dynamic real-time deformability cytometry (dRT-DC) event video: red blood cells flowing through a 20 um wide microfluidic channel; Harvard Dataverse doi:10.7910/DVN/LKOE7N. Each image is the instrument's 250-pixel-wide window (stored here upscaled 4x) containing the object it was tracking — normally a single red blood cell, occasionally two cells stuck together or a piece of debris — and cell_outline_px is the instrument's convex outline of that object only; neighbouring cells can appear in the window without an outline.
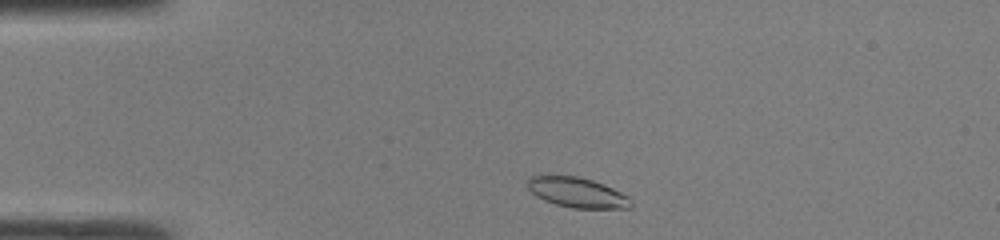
{"species": "common noctule bat (a hibernating species)", "species_latin": "Nyctalus noctula", "temperature_condition": "room temperature", "stored_images_in_passage": 39, "camera_frame_rate_fps": 3000, "um_per_image_px": 0.085, "animal": {"sex": "male", "body_mass_g": 19.0, "forearm_length_mm": 50.8}, "frame": {"image": 1, "passage_image": 2, "time_ms": 0.333, "image_size_px": [1000, 240], "cell_outline_px": [[632, 208], [572, 208], [556, 204], [544, 200], [536, 196], [528, 188], [528, 176], [576, 176], [592, 180], [604, 184], [628, 196], [632, 200]], "centroid_in_image_um": [49.08, 16.37], "position_along_channel_um": 35.9, "area_um2": 17.98}}
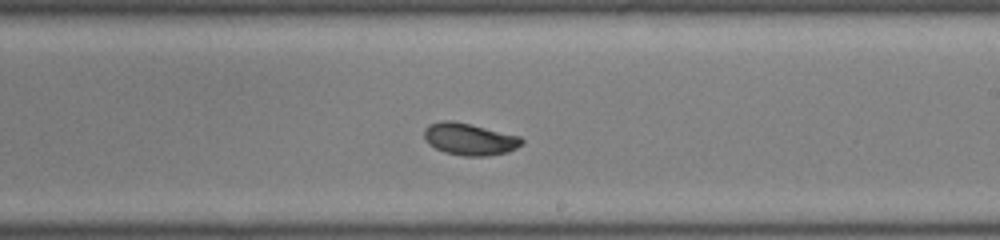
{"frame": {"image": 2, "passage_image": 20, "time_ms": 6.333, "image_size_px": [1000, 240], "cell_outline_px": [[524, 144], [508, 152], [488, 156], [464, 156], [444, 152], [428, 144], [424, 136], [424, 128], [428, 124], [444, 120], [452, 120], [520, 136], [524, 140]], "centroid_in_image_um": [39.91, 11.83], "position_along_channel_um": 249.1, "area_um2": 18.26}}
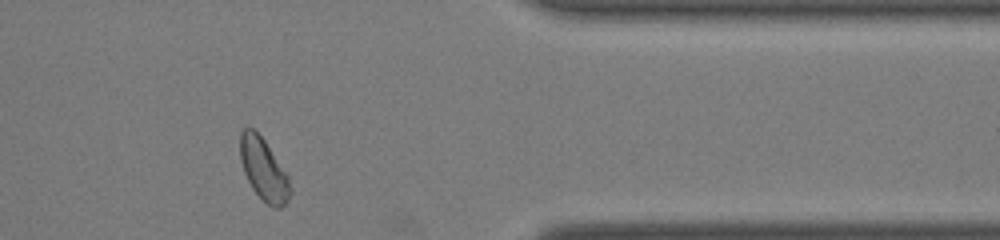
{"frame": {"image": 3, "passage_image": 31, "time_ms": 10.0, "image_size_px": [1000, 240], "cell_outline_px": [[292, 192], [288, 200], [280, 208], [272, 208], [252, 188], [244, 172], [240, 160], [240, 132], [244, 128], [252, 128], [264, 140], [288, 176], [292, 188]], "centroid_in_image_um": [22.42, 14.42], "position_along_channel_um": 389.0, "area_um2": 17.86}, "authors_computed_cell_mechanics": {"area_um2": 18.0914, "velocity_mm_per_s": 4.2605, "shape_relaxation_time_tau1_ms": 3.5383, "shape_relaxation_time_tau2_ms": 0.776, "deformation_change_tau1": 0.1292, "deformation_change_tau2": 0.0413}}